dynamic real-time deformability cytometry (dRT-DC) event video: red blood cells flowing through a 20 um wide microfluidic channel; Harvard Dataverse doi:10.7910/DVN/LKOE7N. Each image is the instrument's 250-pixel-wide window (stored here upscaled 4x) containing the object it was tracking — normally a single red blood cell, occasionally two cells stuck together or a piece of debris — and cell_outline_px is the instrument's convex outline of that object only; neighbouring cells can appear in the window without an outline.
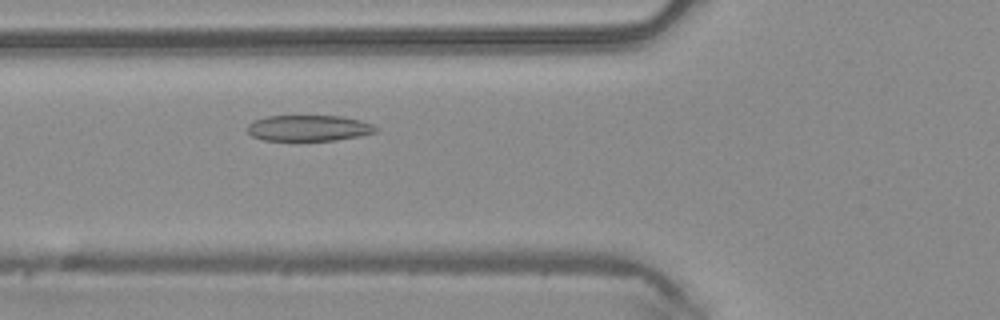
{"species": "common noctule bat (a hibernating species)", "species_latin": "Nyctalus noctula", "temperature_condition": "warm", "stored_images_in_passage": 4, "camera_frame_rate_fps": 3000, "um_per_image_px": 0.085, "animal": {"sex": "male", "body_mass_g": 20.4}, "frame": {"image": 1, "passage_image": 4, "time_ms": 1.0, "image_size_px": [1000, 320], "cell_outline_px": [[380, 128], [376, 132], [360, 136], [336, 140], [264, 140], [252, 136], [244, 128], [252, 120], [268, 116], [340, 116], [360, 120], [372, 124]], "centroid_in_image_um": [26.22, 10.88], "position_along_channel_um": 99.6, "area_um2": 19.54}}